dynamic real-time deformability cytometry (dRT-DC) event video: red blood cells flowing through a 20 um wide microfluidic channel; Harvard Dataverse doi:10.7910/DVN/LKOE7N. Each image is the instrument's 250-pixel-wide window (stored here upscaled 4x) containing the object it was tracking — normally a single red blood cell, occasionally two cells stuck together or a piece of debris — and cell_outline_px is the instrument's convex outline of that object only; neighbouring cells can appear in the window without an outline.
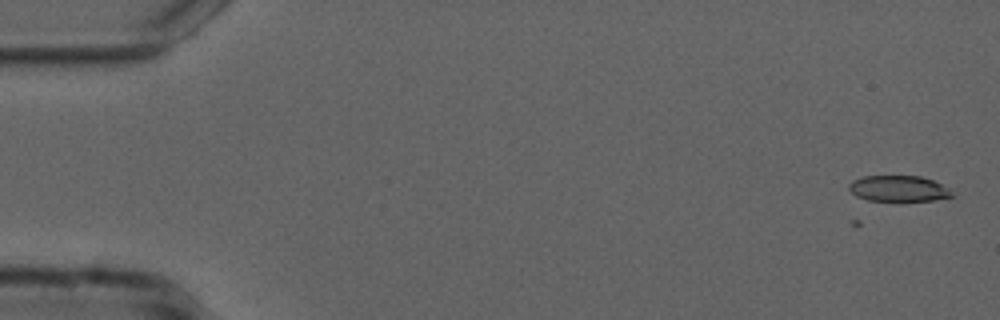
{"species": "common noctule bat (a hibernating species)", "species_latin": "Nyctalus noctula", "temperature_condition": "cold", "stored_images_in_passage": 2, "camera_frame_rate_fps": 3000, "um_per_image_px": 0.085, "animal": {"sex": "male", "forearm_length_mm": 52.5}, "frame": {"image": 1, "passage_image": 2, "time_ms": 0.333, "image_size_px": [1000, 320], "cell_outline_px": [[952, 196], [932, 200], [868, 200], [856, 196], [848, 188], [848, 184], [852, 180], [864, 176], [920, 176], [932, 180], [948, 188], [952, 192]], "centroid_in_image_um": [76.33, 16.01], "position_along_channel_um": 8.7, "area_um2": 15.26}}